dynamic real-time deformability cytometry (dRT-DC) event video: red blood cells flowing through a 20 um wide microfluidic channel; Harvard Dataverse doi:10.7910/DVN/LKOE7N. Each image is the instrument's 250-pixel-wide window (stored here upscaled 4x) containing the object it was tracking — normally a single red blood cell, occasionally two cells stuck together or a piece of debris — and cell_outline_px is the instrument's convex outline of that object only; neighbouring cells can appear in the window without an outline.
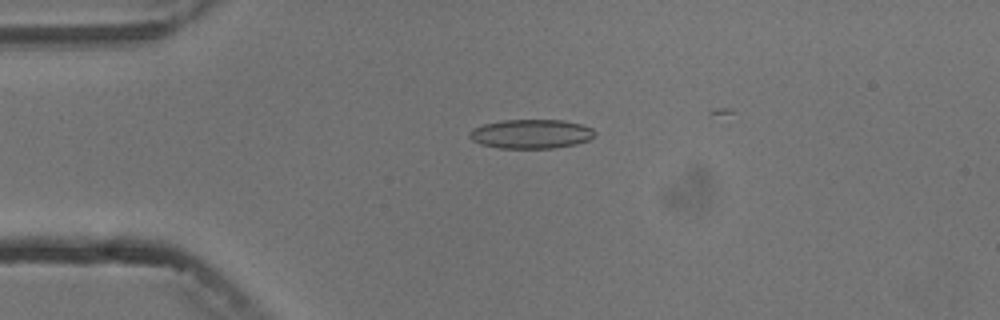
{"species": "common noctule bat (a hibernating species)", "species_latin": "Nyctalus noctula", "temperature_condition": "cold", "stored_images_in_passage": 5, "camera_frame_rate_fps": 3000, "um_per_image_px": 0.085, "animal": {"sex": "male", "body_mass_g": 13.3}, "frame": {"image": 1, "passage_image": 3, "time_ms": 3.0, "image_size_px": [1000, 320], "cell_outline_px": [[596, 132], [588, 140], [576, 144], [556, 148], [500, 148], [480, 144], [472, 140], [468, 136], [468, 132], [472, 128], [484, 124], [504, 120], [564, 120], [580, 124], [592, 128]], "centroid_in_image_um": [45.11, 11.38], "position_along_channel_um": 39.9, "area_um2": 21.33}}